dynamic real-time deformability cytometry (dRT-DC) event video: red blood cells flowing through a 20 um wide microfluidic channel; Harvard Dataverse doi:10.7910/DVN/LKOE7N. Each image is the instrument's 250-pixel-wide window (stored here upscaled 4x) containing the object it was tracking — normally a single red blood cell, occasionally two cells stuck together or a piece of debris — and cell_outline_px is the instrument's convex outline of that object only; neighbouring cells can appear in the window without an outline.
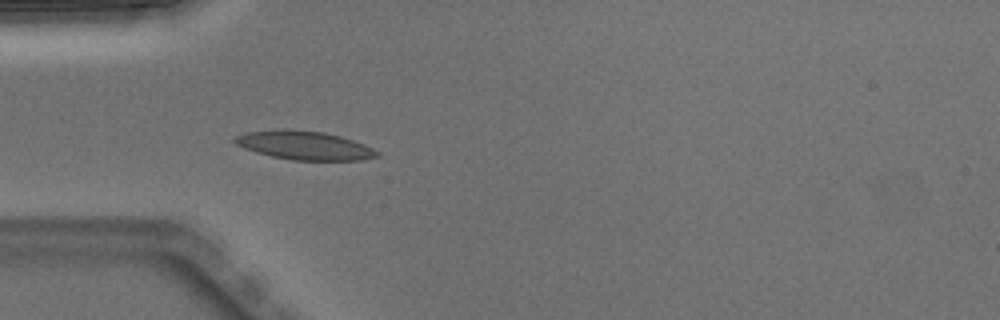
{"species": "Egyptian fruit bat (a non-hibernating species)", "species_latin": "Rousettus aegyptiacus", "temperature_condition": "warm", "stored_images_in_passage": 4, "camera_frame_rate_fps": 3000, "um_per_image_px": 0.085, "animal": {"sex": "male"}, "frame": {"image": 1, "passage_image": 4, "time_ms": 1.0, "image_size_px": [1000, 320], "cell_outline_px": [[380, 156], [360, 160], [292, 160], [272, 156], [256, 152], [244, 148], [236, 144], [232, 140], [236, 136], [248, 132], [284, 128], [288, 128], [324, 132], [340, 136], [364, 144], [380, 152]], "centroid_in_image_um": [25.88, 12.35], "position_along_channel_um": 59.1, "area_um2": 23.81}}